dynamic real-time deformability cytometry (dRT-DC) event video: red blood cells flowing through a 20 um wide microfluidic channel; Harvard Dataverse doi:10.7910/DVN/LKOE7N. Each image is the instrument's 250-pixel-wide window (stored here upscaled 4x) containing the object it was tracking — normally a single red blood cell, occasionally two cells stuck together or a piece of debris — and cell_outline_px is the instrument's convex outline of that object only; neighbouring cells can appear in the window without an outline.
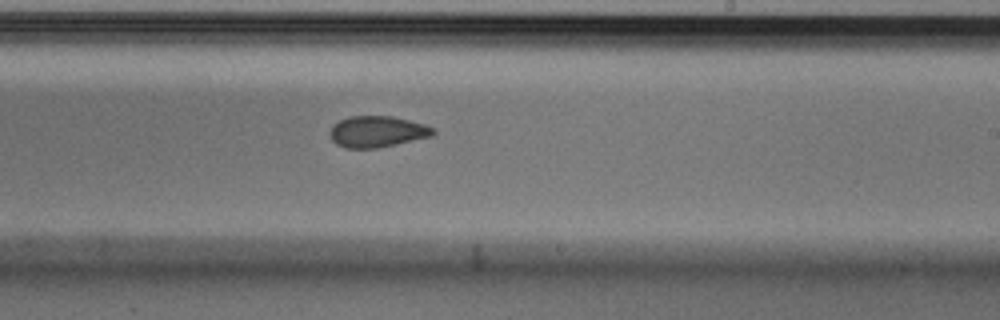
{"species": "Egyptian fruit bat (a non-hibernating species)", "species_latin": "Rousettus aegyptiacus", "temperature_condition": "cold", "stored_images_in_passage": 8, "camera_frame_rate_fps": 3000, "um_per_image_px": 0.085, "animal": {"sex": "male"}, "frame": {"image": 1, "passage_image": 8, "time_ms": 2.333, "image_size_px": [1000, 320], "cell_outline_px": [[436, 136], [376, 148], [344, 148], [336, 144], [332, 140], [328, 132], [332, 124], [348, 116], [392, 116], [424, 124], [436, 128]], "centroid_in_image_um": [32.07, 11.19], "position_along_channel_um": 256.9, "area_um2": 19.13}}